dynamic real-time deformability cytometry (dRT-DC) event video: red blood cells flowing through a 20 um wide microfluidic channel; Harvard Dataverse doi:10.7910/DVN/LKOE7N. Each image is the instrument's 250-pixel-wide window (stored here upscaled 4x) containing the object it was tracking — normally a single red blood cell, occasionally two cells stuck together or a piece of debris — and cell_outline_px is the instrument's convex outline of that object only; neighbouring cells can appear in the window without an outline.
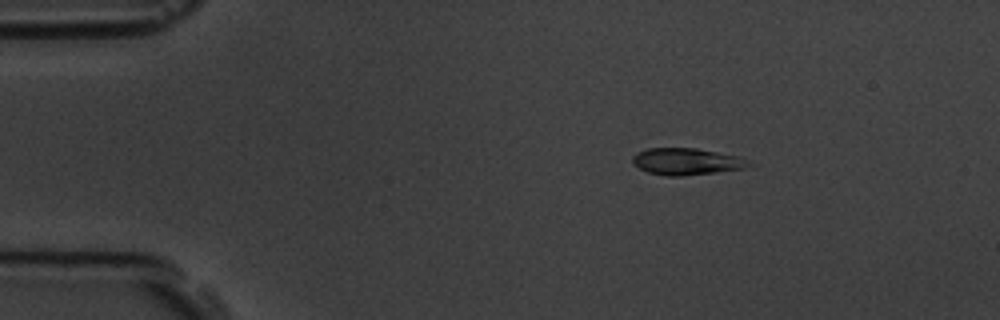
{"species": "common noctule bat (a hibernating species)", "species_latin": "Nyctalus noctula", "temperature_condition": "room temperature", "stored_images_in_passage": 5, "camera_frame_rate_fps": 3000, "um_per_image_px": 0.085, "animal": {"sex": "male", "body_mass_g": 19.5, "forearm_length_mm": 54.6}, "frame": {"image": 1, "passage_image": 3, "time_ms": 2.667, "image_size_px": [1000, 320], "cell_outline_px": [[756, 164], [744, 168], [716, 172], [680, 176], [668, 176], [648, 172], [632, 164], [632, 156], [636, 152], [648, 148], [696, 148], [736, 156]], "centroid_in_image_um": [58.32, 13.73], "position_along_channel_um": 26.7, "area_um2": 18.03}}